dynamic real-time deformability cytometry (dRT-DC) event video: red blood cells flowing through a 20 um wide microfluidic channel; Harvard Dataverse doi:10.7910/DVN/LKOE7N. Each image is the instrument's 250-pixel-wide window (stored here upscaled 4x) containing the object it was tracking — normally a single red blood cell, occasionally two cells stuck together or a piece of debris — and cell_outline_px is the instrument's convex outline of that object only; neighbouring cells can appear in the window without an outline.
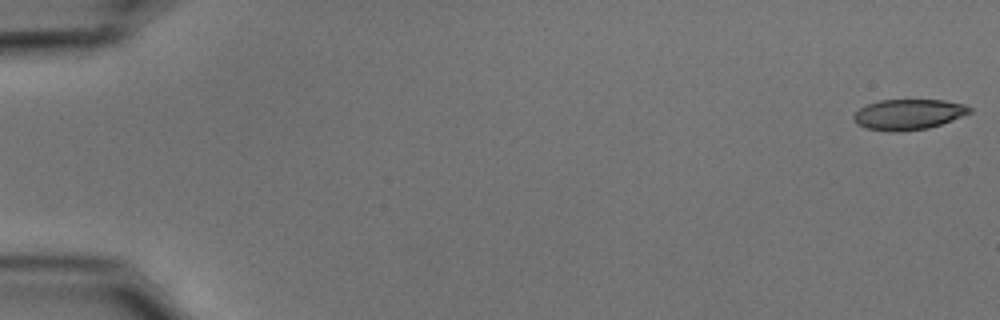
{"species": "common noctule bat (a hibernating species)", "species_latin": "Nyctalus noctula", "temperature_condition": "cold", "stored_images_in_passage": 54, "camera_frame_rate_fps": 3000, "um_per_image_px": 0.085, "animal": {"sex": "male", "body_mass_g": 15.6}, "frame": {"image": 1, "passage_image": 1, "time_ms": 0.0, "image_size_px": [1000, 320], "cell_outline_px": [[972, 112], [952, 120], [928, 128], [900, 132], [892, 132], [868, 128], [856, 124], [852, 116], [860, 108], [868, 104], [880, 100], [944, 100], [964, 104], [972, 108]], "centroid_in_image_um": [77.22, 9.72], "position_along_channel_um": 7.8, "area_um2": 20.58}}
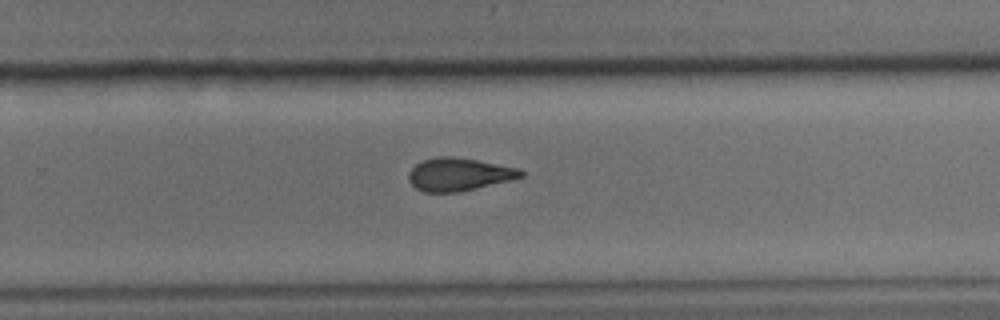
{"frame": {"image": 2, "passage_image": 36, "time_ms": 11.667, "image_size_px": [1000, 320], "cell_outline_px": [[524, 176], [460, 192], [424, 192], [416, 188], [408, 180], [408, 172], [416, 164], [424, 160], [436, 156], [452, 156], [476, 160], [520, 168], [524, 172]], "centroid_in_image_um": [38.98, 14.81], "position_along_channel_um": 290.8, "area_um2": 21.39}}
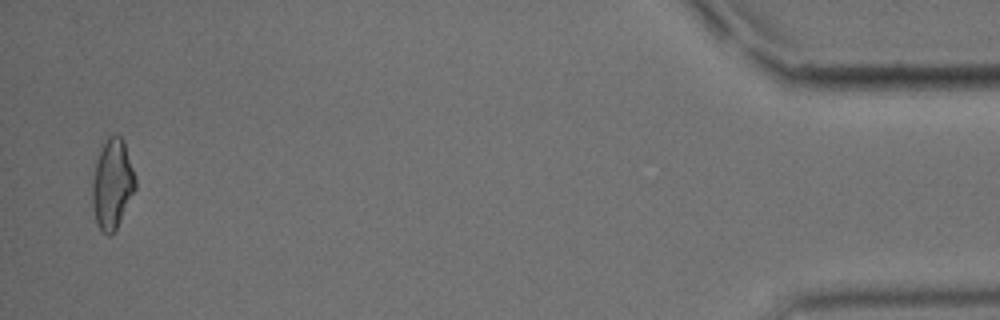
{"frame": {"image": 3, "passage_image": 53, "time_ms": 17.333, "image_size_px": [1000, 320], "cell_outline_px": [[136, 188], [116, 228], [108, 236], [96, 224], [92, 208], [92, 184], [100, 144], [112, 132], [116, 132], [124, 140], [136, 180]], "centroid_in_image_um": [9.53, 15.57], "position_along_channel_um": 425.7, "area_um2": 22.66}, "authors_computed_cell_mechanics": {"area_um2": 21.8773, "velocity_mm_per_s": 3.7554, "shape_relaxation_time_tau1_ms": 9.9515, "shape_relaxation_time_tau2_ms": 3.7592, "deformation_change_tau1": 0.2233, "deformation_change_tau2": 0.1309}}